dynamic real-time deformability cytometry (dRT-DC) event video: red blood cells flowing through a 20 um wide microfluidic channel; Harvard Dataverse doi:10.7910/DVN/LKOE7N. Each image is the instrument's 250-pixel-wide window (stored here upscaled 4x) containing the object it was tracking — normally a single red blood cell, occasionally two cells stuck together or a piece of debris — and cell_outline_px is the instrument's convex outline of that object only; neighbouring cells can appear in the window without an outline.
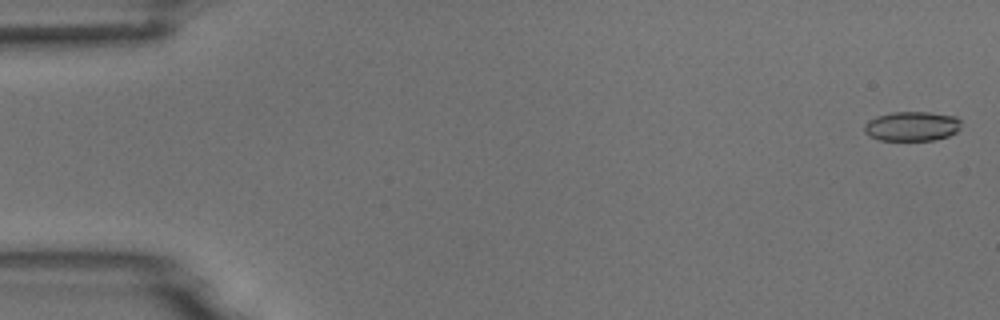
{"species": "common noctule bat (a hibernating species)", "species_latin": "Nyctalus noctula", "temperature_condition": "room temperature", "stored_images_in_passage": 5, "camera_frame_rate_fps": 3000, "um_per_image_px": 0.085, "animal": {"sex": "male", "body_mass_g": 18.8}, "frame": {"image": 1, "passage_image": 1, "time_ms": 0.0, "image_size_px": [1000, 320], "cell_outline_px": [[960, 128], [956, 132], [948, 136], [932, 140], [880, 140], [868, 136], [864, 132], [864, 124], [868, 120], [876, 116], [892, 112], [928, 112], [956, 116], [960, 120]], "centroid_in_image_um": [77.48, 10.72], "position_along_channel_um": 7.5, "area_um2": 16.76}}